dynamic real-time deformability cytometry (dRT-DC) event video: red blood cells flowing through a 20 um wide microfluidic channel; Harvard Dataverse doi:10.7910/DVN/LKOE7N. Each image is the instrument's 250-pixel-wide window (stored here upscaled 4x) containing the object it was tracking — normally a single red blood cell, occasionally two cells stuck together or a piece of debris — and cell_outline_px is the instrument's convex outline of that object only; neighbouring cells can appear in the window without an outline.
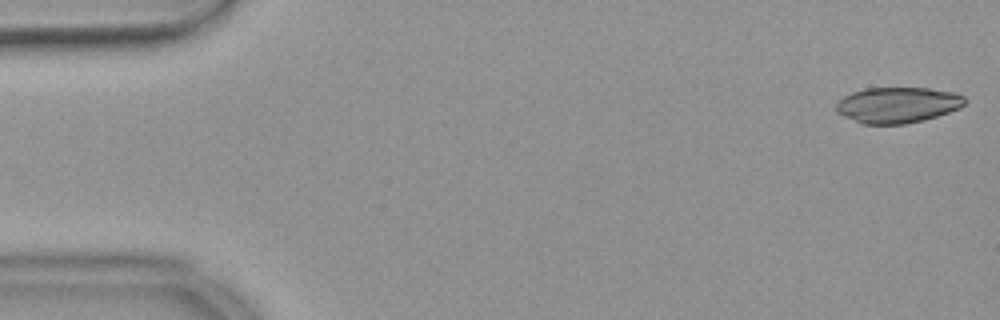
{"species": "common noctule bat (a hibernating species)", "species_latin": "Nyctalus noctula", "temperature_condition": "warm", "stored_images_in_passage": 12, "camera_frame_rate_fps": 3000, "um_per_image_px": 0.085, "animal": {"sex": "female", "body_mass_g": 18.4}, "frame": {"image": 1, "passage_image": 1, "time_ms": 0.0, "image_size_px": [1000, 320], "cell_outline_px": [[968, 100], [960, 108], [924, 120], [904, 124], [864, 124], [844, 116], [836, 112], [836, 104], [844, 96], [852, 92], [864, 88], [928, 88], [956, 92], [964, 96]], "centroid_in_image_um": [76.32, 8.91], "position_along_channel_um": 8.7, "area_um2": 26.88}}